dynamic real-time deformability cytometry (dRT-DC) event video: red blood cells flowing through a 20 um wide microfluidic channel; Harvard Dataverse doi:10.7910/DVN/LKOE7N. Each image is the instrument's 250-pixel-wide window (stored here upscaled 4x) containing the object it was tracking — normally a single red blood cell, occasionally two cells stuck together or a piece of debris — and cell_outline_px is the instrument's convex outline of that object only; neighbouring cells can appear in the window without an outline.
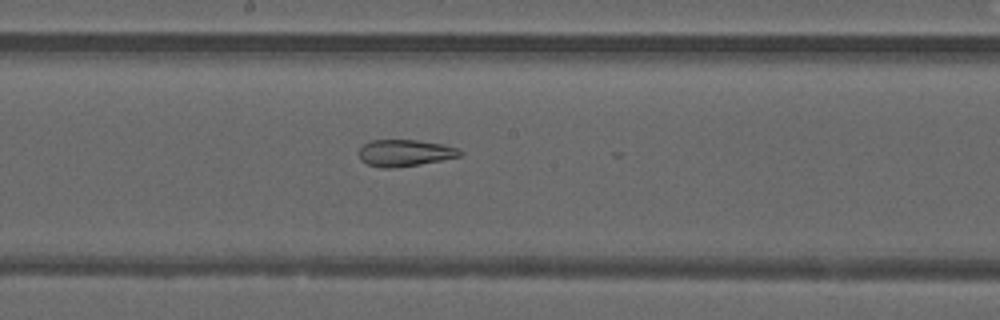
{"species": "common noctule bat (a hibernating species)", "species_latin": "Nyctalus noctula", "temperature_condition": "warm", "stored_images_in_passage": 49, "segment_of_instrument_passage": [2, 2], "camera_frame_rate_fps": 3000, "um_per_image_px": 0.085, "animal": {"sex": "male", "forearm_length_mm": 52.5}, "frame": {"image": 1, "passage_image": 27, "time_ms": 8.667, "image_size_px": [1000, 320], "cell_outline_px": [[464, 156], [420, 164], [396, 168], [384, 168], [368, 164], [360, 160], [360, 148], [364, 144], [372, 140], [416, 140], [444, 144], [456, 148], [464, 152]], "centroid_in_image_um": [34.46, 13.0], "position_along_channel_um": 213.7, "area_um2": 15.78}}
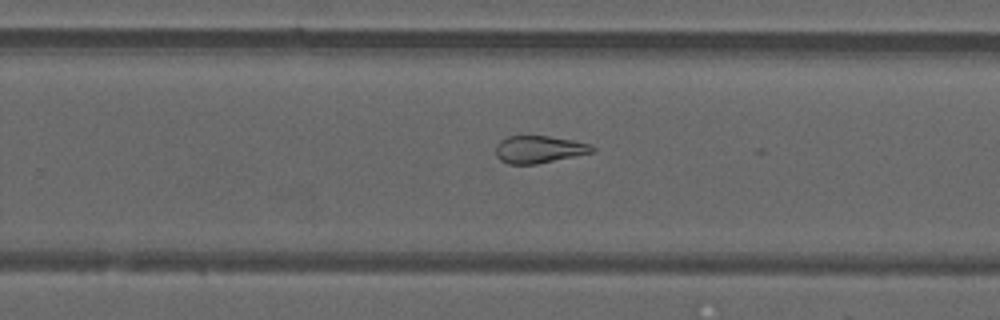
{"frame": {"image": 2, "passage_image": 32, "time_ms": 10.333, "image_size_px": [1000, 320], "cell_outline_px": [[596, 152], [536, 164], [508, 164], [500, 160], [496, 156], [496, 144], [500, 140], [508, 136], [548, 136], [572, 140], [588, 144], [596, 148]], "centroid_in_image_um": [45.81, 12.7], "position_along_channel_um": 284.0, "area_um2": 15.43}}
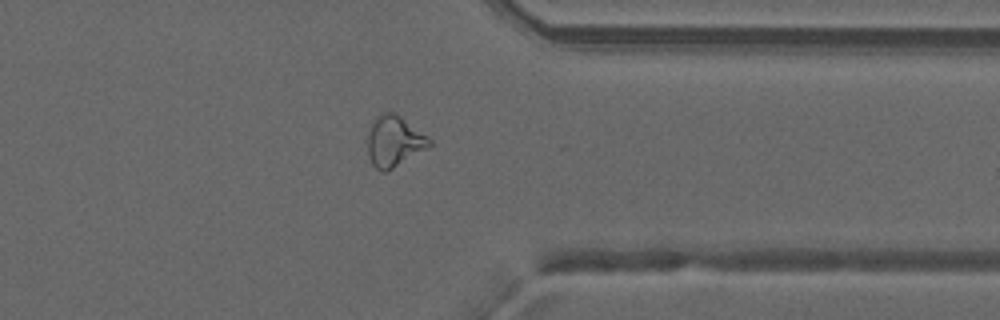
{"frame": {"image": 3, "passage_image": 39, "time_ms": 12.667, "image_size_px": [1000, 320], "cell_outline_px": [[432, 144], [428, 148], [392, 168], [384, 172], [380, 172], [372, 164], [368, 152], [368, 132], [376, 116], [380, 112], [392, 112], [400, 116], [428, 136], [432, 140]], "centroid_in_image_um": [33.51, 12.0], "position_along_channel_um": 377.9, "area_um2": 18.15}}